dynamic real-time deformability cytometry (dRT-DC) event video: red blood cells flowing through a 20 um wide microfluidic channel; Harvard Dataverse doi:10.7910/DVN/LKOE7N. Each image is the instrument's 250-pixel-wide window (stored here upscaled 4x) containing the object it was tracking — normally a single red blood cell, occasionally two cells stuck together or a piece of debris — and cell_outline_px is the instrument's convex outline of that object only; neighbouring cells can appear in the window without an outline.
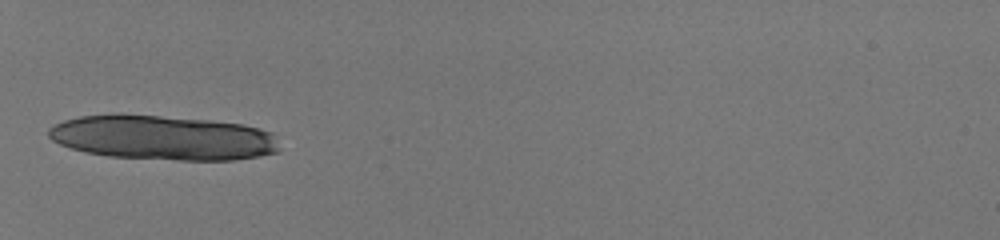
{"species": "human", "species_latin": "Homo sapiens", "temperature_condition": "room temperature", "stored_images_in_passage": 32, "camera_frame_rate_fps": 3000, "um_per_image_px": 0.085, "donor": {"sex": "male"}, "frame": {"image": 1, "passage_image": 1, "time_ms": 0.0, "image_size_px": [1000, 240], "cell_outline_px": [[280, 152], [260, 156], [232, 160], [180, 160], [108, 156], [88, 152], [72, 148], [60, 144], [52, 140], [48, 136], [48, 128], [64, 120], [80, 116], [120, 112], [208, 120], [244, 124], [260, 128], [272, 132]], "centroid_in_image_um": [13.83, 11.68], "position_along_channel_um": 71.2, "area_um2": 60.52}, "authors_computed_cell_mechanics": {"area_um2": 47.2226, "velocity_mm_per_s": 4.0755, "shape_relaxation_time_tau1_ms": 3.3358, "shape_relaxation_time_tau2_ms": 0.8244, "deformation_change_tau1": 0.4086, "deformation_change_tau2": 0.0456}}